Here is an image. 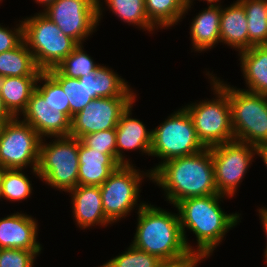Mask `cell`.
Returning <instances> with one entry per match:
<instances>
[{"label": "cell", "mask_w": 267, "mask_h": 267, "mask_svg": "<svg viewBox=\"0 0 267 267\" xmlns=\"http://www.w3.org/2000/svg\"><path fill=\"white\" fill-rule=\"evenodd\" d=\"M225 197L231 198L222 194L191 197L174 206L178 211L183 238L189 251L210 258L224 236L241 222V213L228 214L222 210L220 201L223 202ZM186 230L195 234L196 248L188 242Z\"/></svg>", "instance_id": "6da1fadb"}, {"label": "cell", "mask_w": 267, "mask_h": 267, "mask_svg": "<svg viewBox=\"0 0 267 267\" xmlns=\"http://www.w3.org/2000/svg\"><path fill=\"white\" fill-rule=\"evenodd\" d=\"M151 181L163 189L173 206L187 198L219 194L210 148L165 161L151 173Z\"/></svg>", "instance_id": "7a4b0ae2"}, {"label": "cell", "mask_w": 267, "mask_h": 267, "mask_svg": "<svg viewBox=\"0 0 267 267\" xmlns=\"http://www.w3.org/2000/svg\"><path fill=\"white\" fill-rule=\"evenodd\" d=\"M136 232L131 244L161 261L188 253L179 214L145 203L137 212Z\"/></svg>", "instance_id": "3957f363"}, {"label": "cell", "mask_w": 267, "mask_h": 267, "mask_svg": "<svg viewBox=\"0 0 267 267\" xmlns=\"http://www.w3.org/2000/svg\"><path fill=\"white\" fill-rule=\"evenodd\" d=\"M215 95L211 100H200L183 106L190 115L198 140L205 148L234 141L231 125V109L228 98V84L217 75L206 71Z\"/></svg>", "instance_id": "277c9868"}, {"label": "cell", "mask_w": 267, "mask_h": 267, "mask_svg": "<svg viewBox=\"0 0 267 267\" xmlns=\"http://www.w3.org/2000/svg\"><path fill=\"white\" fill-rule=\"evenodd\" d=\"M22 23L23 40L42 71L57 67L78 45L41 11Z\"/></svg>", "instance_id": "5b68a950"}, {"label": "cell", "mask_w": 267, "mask_h": 267, "mask_svg": "<svg viewBox=\"0 0 267 267\" xmlns=\"http://www.w3.org/2000/svg\"><path fill=\"white\" fill-rule=\"evenodd\" d=\"M46 140L42 139L40 144L39 179L54 189L68 192L78 185L79 139L65 136L55 137L49 143Z\"/></svg>", "instance_id": "8992f818"}, {"label": "cell", "mask_w": 267, "mask_h": 267, "mask_svg": "<svg viewBox=\"0 0 267 267\" xmlns=\"http://www.w3.org/2000/svg\"><path fill=\"white\" fill-rule=\"evenodd\" d=\"M133 165H119L99 186L104 214L112 224L128 217L127 215L134 209L139 211L146 203V201H138L141 192L140 185L145 178L151 181V172L141 171Z\"/></svg>", "instance_id": "52a82bcc"}, {"label": "cell", "mask_w": 267, "mask_h": 267, "mask_svg": "<svg viewBox=\"0 0 267 267\" xmlns=\"http://www.w3.org/2000/svg\"><path fill=\"white\" fill-rule=\"evenodd\" d=\"M231 125L236 141L267 144V95L228 85Z\"/></svg>", "instance_id": "ba28073f"}, {"label": "cell", "mask_w": 267, "mask_h": 267, "mask_svg": "<svg viewBox=\"0 0 267 267\" xmlns=\"http://www.w3.org/2000/svg\"><path fill=\"white\" fill-rule=\"evenodd\" d=\"M152 131L150 156L158 157L161 162L149 170L151 173L169 159L190 156L205 149L198 140L193 121L183 106Z\"/></svg>", "instance_id": "9c48e42d"}, {"label": "cell", "mask_w": 267, "mask_h": 267, "mask_svg": "<svg viewBox=\"0 0 267 267\" xmlns=\"http://www.w3.org/2000/svg\"><path fill=\"white\" fill-rule=\"evenodd\" d=\"M42 138L28 123L13 117L0 126V169H27L37 172Z\"/></svg>", "instance_id": "30bf717a"}, {"label": "cell", "mask_w": 267, "mask_h": 267, "mask_svg": "<svg viewBox=\"0 0 267 267\" xmlns=\"http://www.w3.org/2000/svg\"><path fill=\"white\" fill-rule=\"evenodd\" d=\"M210 150L218 193L232 198L254 162L255 147L234 140L212 146Z\"/></svg>", "instance_id": "8fae6325"}, {"label": "cell", "mask_w": 267, "mask_h": 267, "mask_svg": "<svg viewBox=\"0 0 267 267\" xmlns=\"http://www.w3.org/2000/svg\"><path fill=\"white\" fill-rule=\"evenodd\" d=\"M97 0H56L42 12L53 21L59 29L74 39L78 44H84L97 30L98 4Z\"/></svg>", "instance_id": "7c38bea8"}, {"label": "cell", "mask_w": 267, "mask_h": 267, "mask_svg": "<svg viewBox=\"0 0 267 267\" xmlns=\"http://www.w3.org/2000/svg\"><path fill=\"white\" fill-rule=\"evenodd\" d=\"M137 97H99L89 102L71 120L69 136L80 139L98 131L116 128L121 114Z\"/></svg>", "instance_id": "4fadbf2b"}, {"label": "cell", "mask_w": 267, "mask_h": 267, "mask_svg": "<svg viewBox=\"0 0 267 267\" xmlns=\"http://www.w3.org/2000/svg\"><path fill=\"white\" fill-rule=\"evenodd\" d=\"M19 118L31 125L42 139L69 136L71 131V120L61 108L45 100L36 90Z\"/></svg>", "instance_id": "5bb4252c"}, {"label": "cell", "mask_w": 267, "mask_h": 267, "mask_svg": "<svg viewBox=\"0 0 267 267\" xmlns=\"http://www.w3.org/2000/svg\"><path fill=\"white\" fill-rule=\"evenodd\" d=\"M22 211L0 218V249L43 250L38 242V220Z\"/></svg>", "instance_id": "9a60e30c"}, {"label": "cell", "mask_w": 267, "mask_h": 267, "mask_svg": "<svg viewBox=\"0 0 267 267\" xmlns=\"http://www.w3.org/2000/svg\"><path fill=\"white\" fill-rule=\"evenodd\" d=\"M135 101L121 114L116 130L117 162L120 165L132 164L124 156V151L139 150V153L150 156L152 146V129L146 128L139 119L132 118V108ZM148 130V131H147Z\"/></svg>", "instance_id": "2e32d148"}, {"label": "cell", "mask_w": 267, "mask_h": 267, "mask_svg": "<svg viewBox=\"0 0 267 267\" xmlns=\"http://www.w3.org/2000/svg\"><path fill=\"white\" fill-rule=\"evenodd\" d=\"M67 193L71 195L73 219L81 230L112 224L104 214L99 186L77 185Z\"/></svg>", "instance_id": "e0dca14e"}, {"label": "cell", "mask_w": 267, "mask_h": 267, "mask_svg": "<svg viewBox=\"0 0 267 267\" xmlns=\"http://www.w3.org/2000/svg\"><path fill=\"white\" fill-rule=\"evenodd\" d=\"M78 185L101 186L120 165L110 154L86 146L79 139Z\"/></svg>", "instance_id": "ac0fdd59"}, {"label": "cell", "mask_w": 267, "mask_h": 267, "mask_svg": "<svg viewBox=\"0 0 267 267\" xmlns=\"http://www.w3.org/2000/svg\"><path fill=\"white\" fill-rule=\"evenodd\" d=\"M46 72L62 87L70 105V120L89 102L97 98L95 72L80 78L64 76L56 67Z\"/></svg>", "instance_id": "d6986e66"}, {"label": "cell", "mask_w": 267, "mask_h": 267, "mask_svg": "<svg viewBox=\"0 0 267 267\" xmlns=\"http://www.w3.org/2000/svg\"><path fill=\"white\" fill-rule=\"evenodd\" d=\"M220 15L221 5H208L192 18L189 34L195 52L208 51L220 43Z\"/></svg>", "instance_id": "ffe728a7"}, {"label": "cell", "mask_w": 267, "mask_h": 267, "mask_svg": "<svg viewBox=\"0 0 267 267\" xmlns=\"http://www.w3.org/2000/svg\"><path fill=\"white\" fill-rule=\"evenodd\" d=\"M220 43L235 48L238 53L248 49V22L243 5L237 0L221 6Z\"/></svg>", "instance_id": "44dd1931"}, {"label": "cell", "mask_w": 267, "mask_h": 267, "mask_svg": "<svg viewBox=\"0 0 267 267\" xmlns=\"http://www.w3.org/2000/svg\"><path fill=\"white\" fill-rule=\"evenodd\" d=\"M245 86L249 92L267 95V45H254L238 53Z\"/></svg>", "instance_id": "7402d4cb"}, {"label": "cell", "mask_w": 267, "mask_h": 267, "mask_svg": "<svg viewBox=\"0 0 267 267\" xmlns=\"http://www.w3.org/2000/svg\"><path fill=\"white\" fill-rule=\"evenodd\" d=\"M39 76L0 78V97L13 117H19L35 91Z\"/></svg>", "instance_id": "603a6c76"}, {"label": "cell", "mask_w": 267, "mask_h": 267, "mask_svg": "<svg viewBox=\"0 0 267 267\" xmlns=\"http://www.w3.org/2000/svg\"><path fill=\"white\" fill-rule=\"evenodd\" d=\"M98 24L103 17V4L121 21L140 28L139 30L154 33L157 28L149 21L145 10V0H97ZM153 31V32H152Z\"/></svg>", "instance_id": "cb8c5ba5"}, {"label": "cell", "mask_w": 267, "mask_h": 267, "mask_svg": "<svg viewBox=\"0 0 267 267\" xmlns=\"http://www.w3.org/2000/svg\"><path fill=\"white\" fill-rule=\"evenodd\" d=\"M41 72L24 40L16 48L0 53V78L39 76Z\"/></svg>", "instance_id": "d4e9b609"}, {"label": "cell", "mask_w": 267, "mask_h": 267, "mask_svg": "<svg viewBox=\"0 0 267 267\" xmlns=\"http://www.w3.org/2000/svg\"><path fill=\"white\" fill-rule=\"evenodd\" d=\"M188 5L189 0H145L147 18L157 29L178 25Z\"/></svg>", "instance_id": "484cf974"}, {"label": "cell", "mask_w": 267, "mask_h": 267, "mask_svg": "<svg viewBox=\"0 0 267 267\" xmlns=\"http://www.w3.org/2000/svg\"><path fill=\"white\" fill-rule=\"evenodd\" d=\"M244 7L248 22V49L267 45V7L264 0H238Z\"/></svg>", "instance_id": "4316f807"}, {"label": "cell", "mask_w": 267, "mask_h": 267, "mask_svg": "<svg viewBox=\"0 0 267 267\" xmlns=\"http://www.w3.org/2000/svg\"><path fill=\"white\" fill-rule=\"evenodd\" d=\"M97 98L99 97H137L132 87L112 68L101 64L95 71Z\"/></svg>", "instance_id": "83f0119b"}, {"label": "cell", "mask_w": 267, "mask_h": 267, "mask_svg": "<svg viewBox=\"0 0 267 267\" xmlns=\"http://www.w3.org/2000/svg\"><path fill=\"white\" fill-rule=\"evenodd\" d=\"M23 169H1L2 198L9 202L26 200L31 196L32 181Z\"/></svg>", "instance_id": "f1b7e54d"}, {"label": "cell", "mask_w": 267, "mask_h": 267, "mask_svg": "<svg viewBox=\"0 0 267 267\" xmlns=\"http://www.w3.org/2000/svg\"><path fill=\"white\" fill-rule=\"evenodd\" d=\"M100 65L86 53L83 44H78L56 68L64 76L80 78L95 72Z\"/></svg>", "instance_id": "f546056e"}, {"label": "cell", "mask_w": 267, "mask_h": 267, "mask_svg": "<svg viewBox=\"0 0 267 267\" xmlns=\"http://www.w3.org/2000/svg\"><path fill=\"white\" fill-rule=\"evenodd\" d=\"M161 260L135 248L132 244L118 256L98 267H158Z\"/></svg>", "instance_id": "4dcf8cb0"}, {"label": "cell", "mask_w": 267, "mask_h": 267, "mask_svg": "<svg viewBox=\"0 0 267 267\" xmlns=\"http://www.w3.org/2000/svg\"><path fill=\"white\" fill-rule=\"evenodd\" d=\"M35 90L45 100L60 107L61 112L70 119V105L67 101L66 94L62 87L46 71H42L39 75Z\"/></svg>", "instance_id": "1f68e13d"}, {"label": "cell", "mask_w": 267, "mask_h": 267, "mask_svg": "<svg viewBox=\"0 0 267 267\" xmlns=\"http://www.w3.org/2000/svg\"><path fill=\"white\" fill-rule=\"evenodd\" d=\"M80 140L88 147L110 154L117 161L115 128L84 135Z\"/></svg>", "instance_id": "d6a6232c"}, {"label": "cell", "mask_w": 267, "mask_h": 267, "mask_svg": "<svg viewBox=\"0 0 267 267\" xmlns=\"http://www.w3.org/2000/svg\"><path fill=\"white\" fill-rule=\"evenodd\" d=\"M39 254L41 251L1 249L0 267H34V262Z\"/></svg>", "instance_id": "836d02e7"}, {"label": "cell", "mask_w": 267, "mask_h": 267, "mask_svg": "<svg viewBox=\"0 0 267 267\" xmlns=\"http://www.w3.org/2000/svg\"><path fill=\"white\" fill-rule=\"evenodd\" d=\"M18 21L14 28L4 27L0 23V53L16 48L23 41L22 19Z\"/></svg>", "instance_id": "e575fe53"}, {"label": "cell", "mask_w": 267, "mask_h": 267, "mask_svg": "<svg viewBox=\"0 0 267 267\" xmlns=\"http://www.w3.org/2000/svg\"><path fill=\"white\" fill-rule=\"evenodd\" d=\"M205 259L207 258L204 255L189 251L178 258L161 261L158 267H196L198 263L200 264Z\"/></svg>", "instance_id": "d590c367"}, {"label": "cell", "mask_w": 267, "mask_h": 267, "mask_svg": "<svg viewBox=\"0 0 267 267\" xmlns=\"http://www.w3.org/2000/svg\"><path fill=\"white\" fill-rule=\"evenodd\" d=\"M258 211V213H259V218H260V220H261V223H262V225H263V229H264V231L263 232H265V238H266V240H267V208L266 207H261V208H259V209H257ZM264 258H265V262L267 263V241H266V248H265V250H264Z\"/></svg>", "instance_id": "8d00e7d4"}, {"label": "cell", "mask_w": 267, "mask_h": 267, "mask_svg": "<svg viewBox=\"0 0 267 267\" xmlns=\"http://www.w3.org/2000/svg\"><path fill=\"white\" fill-rule=\"evenodd\" d=\"M12 118H13V116L5 108L3 101L0 97V125H2L6 121L11 120Z\"/></svg>", "instance_id": "74e56055"}, {"label": "cell", "mask_w": 267, "mask_h": 267, "mask_svg": "<svg viewBox=\"0 0 267 267\" xmlns=\"http://www.w3.org/2000/svg\"><path fill=\"white\" fill-rule=\"evenodd\" d=\"M255 151H256V156L258 155L260 158H262V161L264 162L267 168V144L255 147Z\"/></svg>", "instance_id": "f35d334b"}, {"label": "cell", "mask_w": 267, "mask_h": 267, "mask_svg": "<svg viewBox=\"0 0 267 267\" xmlns=\"http://www.w3.org/2000/svg\"><path fill=\"white\" fill-rule=\"evenodd\" d=\"M199 1H207L208 5H221V0H199ZM194 0H189V5L186 7V9H184V17L186 15V13H188L192 8L191 6L193 5ZM220 2V3H218Z\"/></svg>", "instance_id": "ab89813d"}, {"label": "cell", "mask_w": 267, "mask_h": 267, "mask_svg": "<svg viewBox=\"0 0 267 267\" xmlns=\"http://www.w3.org/2000/svg\"><path fill=\"white\" fill-rule=\"evenodd\" d=\"M38 5H42L44 7L43 10H45L50 4H52L56 0H34Z\"/></svg>", "instance_id": "60d3db41"}, {"label": "cell", "mask_w": 267, "mask_h": 267, "mask_svg": "<svg viewBox=\"0 0 267 267\" xmlns=\"http://www.w3.org/2000/svg\"><path fill=\"white\" fill-rule=\"evenodd\" d=\"M0 200L2 201L1 169H0Z\"/></svg>", "instance_id": "b9f144b4"}]
</instances>
